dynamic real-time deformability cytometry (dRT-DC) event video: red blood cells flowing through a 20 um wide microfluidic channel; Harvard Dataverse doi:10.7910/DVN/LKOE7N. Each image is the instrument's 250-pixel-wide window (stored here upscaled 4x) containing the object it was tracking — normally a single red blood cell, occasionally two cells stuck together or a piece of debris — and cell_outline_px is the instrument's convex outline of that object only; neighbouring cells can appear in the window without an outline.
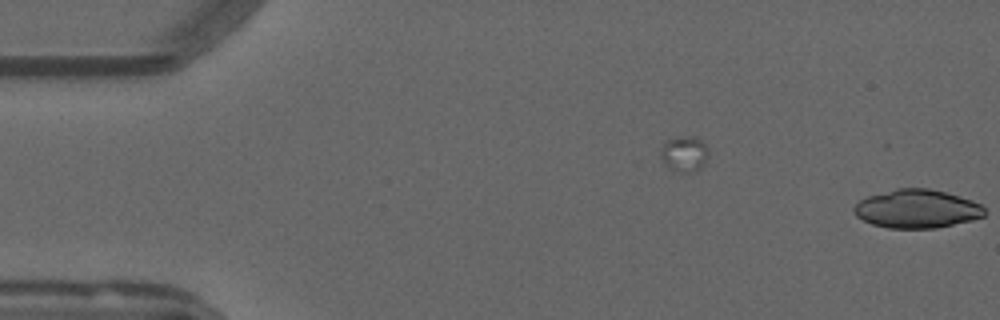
{"species": "common noctule bat (a hibernating species)", "species_latin": "Nyctalus noctula", "temperature_condition": "warm", "stored_images_in_passage": 3, "camera_frame_rate_fps": 3000, "um_per_image_px": 0.085, "animal": {"sex": "male", "forearm_length_mm": 52.5}, "frame": {"image": 1, "passage_image": 2, "time_ms": 0.333, "image_size_px": [1000, 320], "cell_outline_px": [[708, 156], [704, 164], [700, 168], [688, 172], [680, 172], [668, 168], [664, 164], [660, 156], [660, 152], [664, 140], [684, 136], [696, 136], [708, 148]], "centroid_in_image_um": [58.14, 13.06], "position_along_channel_um": 26.9, "area_um2": 10.0}}